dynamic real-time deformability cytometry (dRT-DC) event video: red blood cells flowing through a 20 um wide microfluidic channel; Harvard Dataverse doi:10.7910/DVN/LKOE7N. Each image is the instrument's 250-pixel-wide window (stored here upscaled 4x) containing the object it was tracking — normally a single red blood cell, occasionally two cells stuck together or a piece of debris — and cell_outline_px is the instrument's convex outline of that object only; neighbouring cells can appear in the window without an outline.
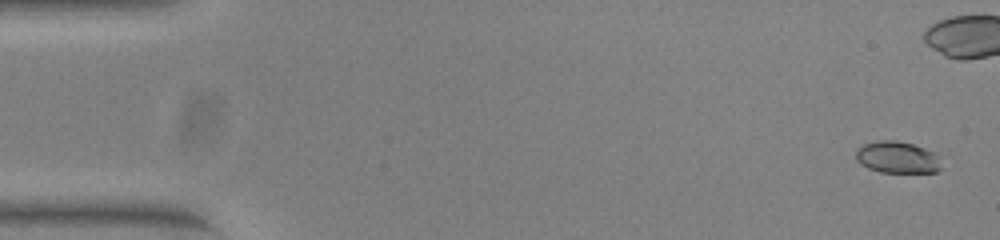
{"species": "common noctule bat (a hibernating species)", "species_latin": "Nyctalus noctula", "temperature_condition": "warm", "stored_images_in_passage": 54, "camera_frame_rate_fps": 3000, "um_per_image_px": 0.085, "animal": {"sex": "female", "body_mass_g": 23.0, "forearm_length_mm": 53.4}, "frame": {"image": 1, "passage_image": 2, "time_ms": 0.333, "image_size_px": [1000, 240], "cell_outline_px": [[940, 168], [936, 172], [880, 172], [868, 168], [860, 164], [856, 160], [856, 148], [864, 144], [876, 140], [896, 140], [912, 144], [924, 148], [932, 152], [936, 156]], "centroid_in_image_um": [76.19, 13.36], "position_along_channel_um": 8.8, "area_um2": 15.66}}
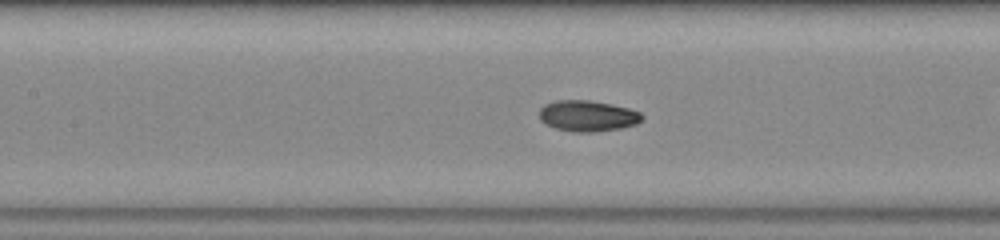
{"frame": {"image": 2, "passage_image": 24, "time_ms": 7.667, "image_size_px": [1000, 240], "cell_outline_px": [[644, 116], [636, 124], [620, 128], [592, 132], [572, 132], [556, 128], [544, 124], [540, 120], [540, 108], [544, 104], [556, 100], [588, 100], [612, 104], [628, 108], [640, 112]], "centroid_in_image_um": [49.92, 9.85], "position_along_channel_um": 157.5, "area_um2": 18.55}}
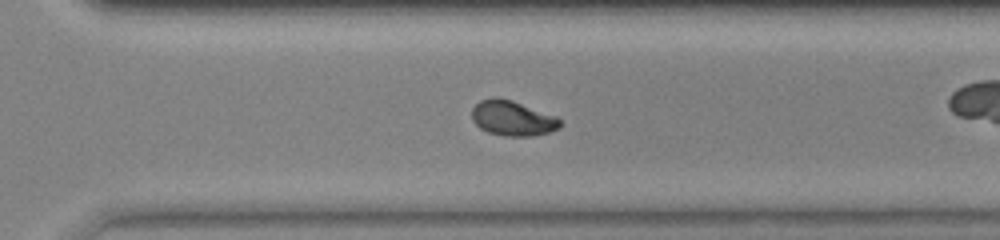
{"frame": {"image": 3, "passage_image": 37, "time_ms": 12.0, "image_size_px": [1000, 240], "cell_outline_px": [[560, 128], [548, 132], [532, 136], [504, 136], [488, 132], [480, 128], [472, 120], [472, 108], [480, 100], [492, 96], [496, 96], [512, 100], [556, 116], [560, 120]], "centroid_in_image_um": [43.53, 10.04], "position_along_channel_um": 327.1, "area_um2": 18.09}, "authors_computed_cell_mechanics": {"area_um2": 17.8024, "velocity_mm_per_s": 3.9224, "shape_relaxation_time_tau1_ms": 8.9814, "shape_relaxation_time_tau2_ms": 1.4381, "deformation_change_tau1": 0.223, "deformation_change_tau2": 0.0511}}